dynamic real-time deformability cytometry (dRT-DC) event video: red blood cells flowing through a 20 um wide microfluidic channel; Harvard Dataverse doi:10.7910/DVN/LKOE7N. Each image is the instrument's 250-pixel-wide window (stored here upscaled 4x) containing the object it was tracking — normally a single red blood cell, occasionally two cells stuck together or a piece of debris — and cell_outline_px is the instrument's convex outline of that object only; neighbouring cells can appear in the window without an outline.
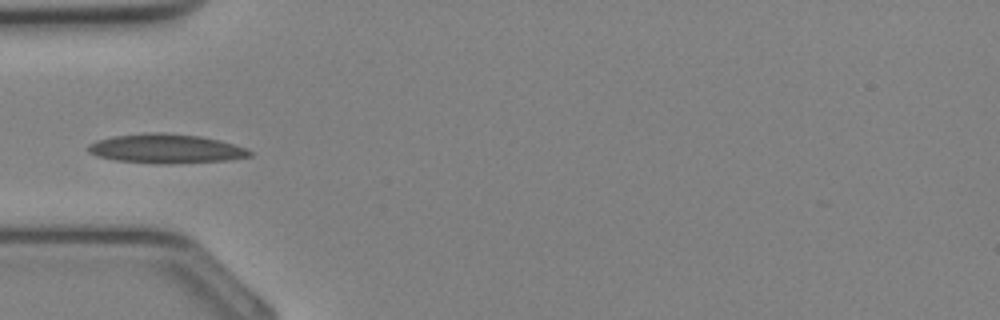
{"species": "Egyptian fruit bat (a non-hibernating species)", "species_latin": "Rousettus aegyptiacus", "temperature_condition": "cold", "stored_images_in_passage": 33, "camera_frame_rate_fps": 3000, "um_per_image_px": 0.085, "animal": {"sex": "female"}, "frame": {"image": 1, "passage_image": 10, "time_ms": 3.0, "image_size_px": [1000, 320], "cell_outline_px": [[252, 156], [228, 160], [168, 164], [160, 164], [116, 160], [96, 156], [88, 152], [88, 144], [96, 140], [112, 136], [144, 132], [164, 132], [200, 136], [220, 140], [244, 148], [252, 152]], "centroid_in_image_um": [14.07, 12.63], "position_along_channel_um": 70.9, "area_um2": 27.69}}
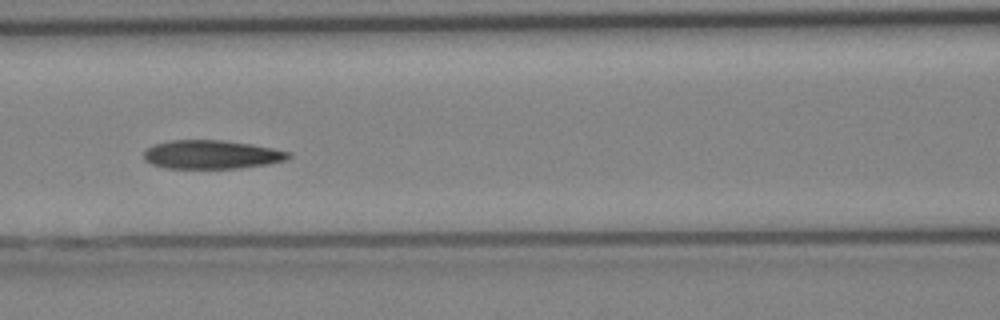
{"frame": {"image": 2, "passage_image": 14, "time_ms": 4.333, "image_size_px": [1000, 320], "cell_outline_px": [[292, 156], [284, 160], [264, 164], [240, 168], [164, 168], [152, 164], [144, 160], [144, 152], [148, 148], [156, 144], [172, 140], [224, 140], [252, 144], [292, 152]], "centroid_in_image_um": [17.99, 13.13], "position_along_channel_um": 148.6, "area_um2": 24.04}}
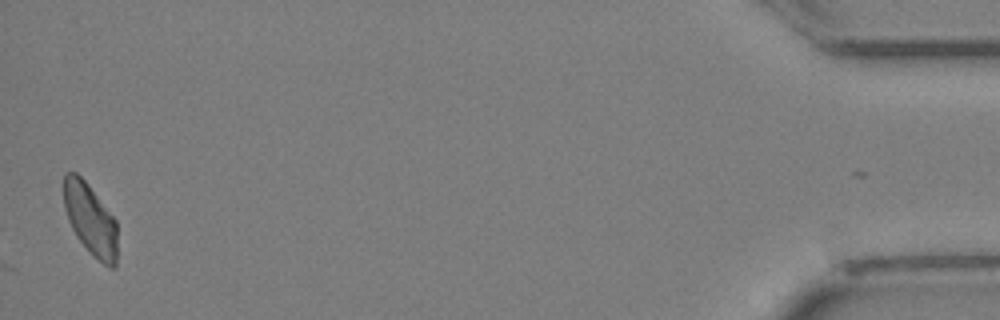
{"frame": {"image": 3, "passage_image": 33, "time_ms": 10.667, "image_size_px": [1000, 320], "cell_outline_px": [[116, 268], [112, 268], [104, 264], [92, 256], [76, 236], [68, 220], [64, 208], [64, 172], [76, 172], [88, 184], [116, 220]], "centroid_in_image_um": [7.67, 18.65], "position_along_channel_um": 427.5, "area_um2": 22.25}}